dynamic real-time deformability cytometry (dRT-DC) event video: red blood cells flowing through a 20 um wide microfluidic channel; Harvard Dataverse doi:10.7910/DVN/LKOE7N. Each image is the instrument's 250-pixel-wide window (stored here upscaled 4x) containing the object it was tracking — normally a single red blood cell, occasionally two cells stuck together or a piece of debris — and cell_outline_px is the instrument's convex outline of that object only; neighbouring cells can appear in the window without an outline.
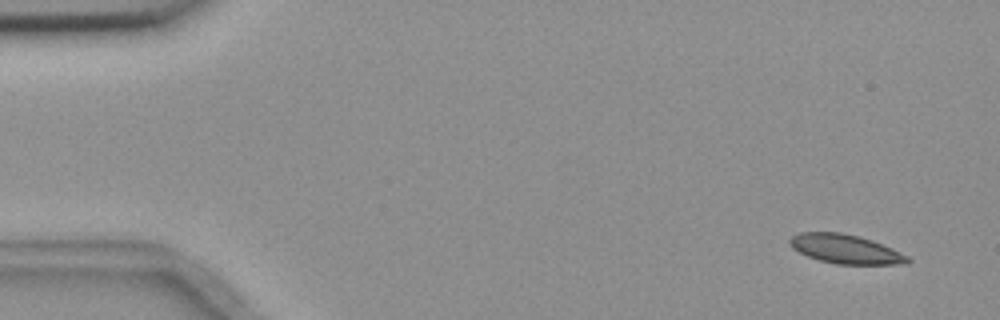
{"species": "common noctule bat (a hibernating species)", "species_latin": "Nyctalus noctula", "temperature_condition": "room temperature", "stored_images_in_passage": 4, "segment_of_instrument_passage": [2, 2], "camera_frame_rate_fps": 3000, "um_per_image_px": 0.085, "animal": {"sex": "female", "body_mass_g": 18.4}, "frame": {"image": 1, "passage_image": 4, "time_ms": 4.667, "image_size_px": [1000, 320], "cell_outline_px": [[912, 260], [908, 264], [836, 264], [820, 260], [808, 256], [792, 248], [788, 244], [788, 240], [792, 236], [800, 232], [840, 232], [860, 236], [872, 240], [892, 248], [908, 256]], "centroid_in_image_um": [71.87, 21.16], "position_along_channel_um": 13.1, "area_um2": 20.06}}